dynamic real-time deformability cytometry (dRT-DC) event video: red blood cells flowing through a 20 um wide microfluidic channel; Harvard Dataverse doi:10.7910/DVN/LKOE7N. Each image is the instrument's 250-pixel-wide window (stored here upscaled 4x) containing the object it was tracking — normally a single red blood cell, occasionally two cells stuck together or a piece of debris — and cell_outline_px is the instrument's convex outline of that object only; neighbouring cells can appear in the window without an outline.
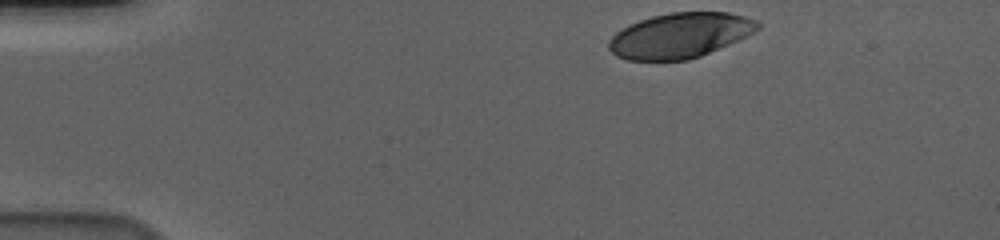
{"species": "human", "species_latin": "Homo sapiens", "temperature_condition": "cold", "stored_images_in_passage": 39, "camera_frame_rate_fps": 3000, "um_per_image_px": 0.085, "donor": {"sex": "male"}, "frame": {"image": 1, "passage_image": 1, "time_ms": 0.0, "image_size_px": [1000, 240], "cell_outline_px": [[760, 28], [756, 32], [748, 36], [700, 56], [688, 60], [628, 60], [616, 56], [608, 48], [608, 40], [616, 32], [628, 24], [652, 16], [672, 12], [728, 12], [744, 16], [756, 20], [760, 24]], "centroid_in_image_um": [57.8, 3.01], "position_along_channel_um": 27.2, "area_um2": 39.19}}
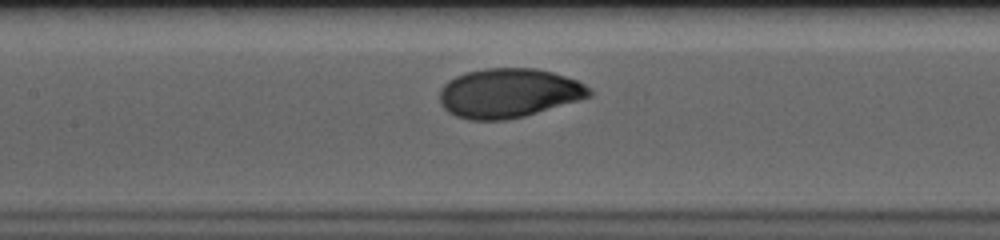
{"frame": {"image": 2, "passage_image": 19, "time_ms": 6.0, "image_size_px": [1000, 240], "cell_outline_px": [[596, 92], [592, 96], [580, 100], [524, 116], [504, 120], [468, 120], [456, 116], [448, 112], [440, 104], [440, 88], [448, 80], [456, 76], [468, 72], [484, 68], [536, 68], [552, 72], [576, 80], [592, 88]], "centroid_in_image_um": [43.25, 7.91], "position_along_channel_um": 164.1, "area_um2": 43.23}}
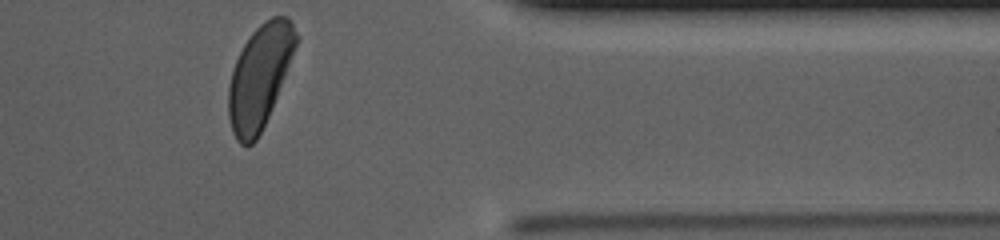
{"frame": {"image": 3, "passage_image": 39, "time_ms": 12.667, "image_size_px": [1000, 240], "cell_outline_px": [[300, 40], [268, 116], [256, 140], [252, 144], [240, 144], [236, 140], [232, 132], [228, 116], [228, 88], [232, 72], [236, 60], [244, 44], [252, 32], [264, 20], [272, 16], [284, 16], [292, 24], [300, 36]], "centroid_in_image_um": [22.08, 6.48], "position_along_channel_um": 389.3, "area_um2": 40.34}, "authors_computed_cell_mechanics": {"area_um2": 42.5986, "velocity_mm_per_s": 3.6042, "shape_relaxation_time_tau1_ms": 2.8797, "shape_relaxation_time_tau2_ms": null, "deformation_change_tau1": 0.1489, "deformation_change_tau2": null}}